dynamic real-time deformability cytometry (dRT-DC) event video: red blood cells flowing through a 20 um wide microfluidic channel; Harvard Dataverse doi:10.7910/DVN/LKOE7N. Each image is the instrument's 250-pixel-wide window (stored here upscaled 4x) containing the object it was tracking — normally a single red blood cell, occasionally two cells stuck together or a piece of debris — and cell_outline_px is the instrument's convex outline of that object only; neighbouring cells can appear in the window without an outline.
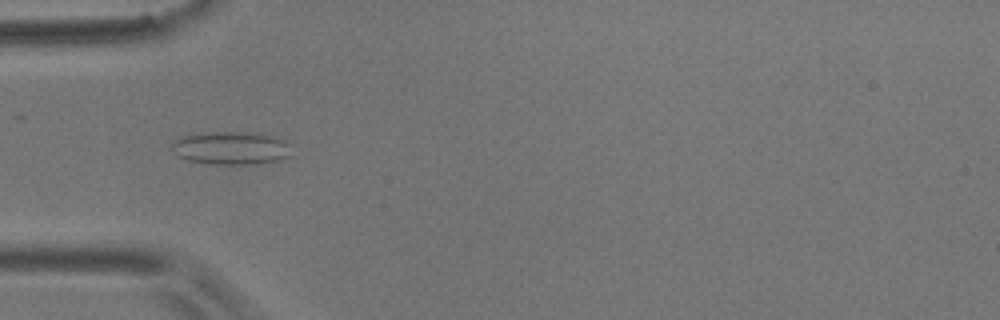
{"species": "common noctule bat (a hibernating species)", "species_latin": "Nyctalus noctula", "temperature_condition": "room temperature", "stored_images_in_passage": 13, "camera_frame_rate_fps": 3000, "um_per_image_px": 0.085, "animal": {"sex": "male", "body_mass_g": 17.9}, "frame": {"image": 1, "passage_image": 4, "time_ms": 1.0, "image_size_px": [1000, 320], "cell_outline_px": [[292, 156], [284, 160], [260, 164], [208, 164], [188, 160], [176, 156], [172, 148], [172, 144], [176, 140], [184, 136], [220, 132], [256, 132], [272, 136], [284, 140], [292, 144]], "centroid_in_image_um": [19.76, 12.61], "position_along_channel_um": 65.2, "area_um2": 23.41}}
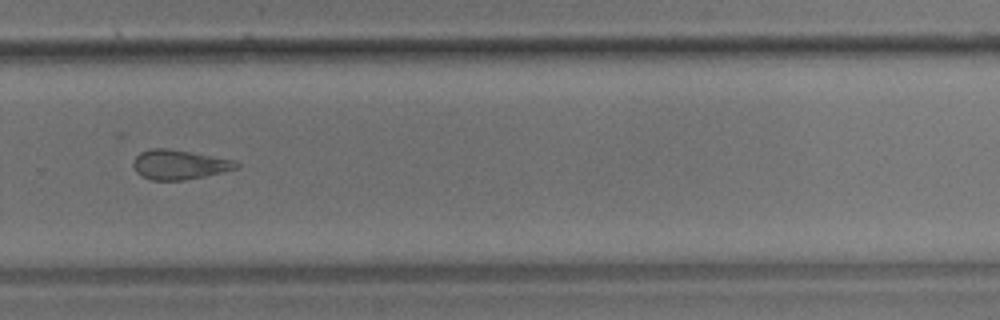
{"frame": {"image": 2, "passage_image": 10, "time_ms": 3.0, "image_size_px": [1000, 320], "cell_outline_px": [[240, 164], [236, 168], [204, 176], [184, 180], [152, 180], [140, 176], [136, 172], [132, 164], [136, 156], [140, 152], [152, 148], [168, 148], [232, 160]], "centroid_in_image_um": [15.16, 13.99], "position_along_channel_um": 314.6, "area_um2": 17.46}}
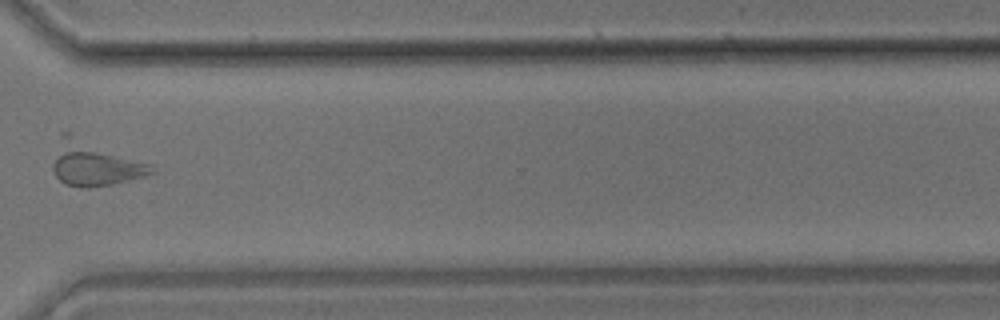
{"frame": {"image": 3, "passage_image": 11, "time_ms": 3.333, "image_size_px": [1000, 320], "cell_outline_px": [[156, 172], [144, 176], [112, 184], [88, 188], [64, 184], [56, 176], [52, 168], [52, 164], [60, 132], [72, 132], [152, 164], [156, 168]], "centroid_in_image_um": [8.03, 13.86], "position_along_channel_um": 362.6, "area_um2": 26.24}}